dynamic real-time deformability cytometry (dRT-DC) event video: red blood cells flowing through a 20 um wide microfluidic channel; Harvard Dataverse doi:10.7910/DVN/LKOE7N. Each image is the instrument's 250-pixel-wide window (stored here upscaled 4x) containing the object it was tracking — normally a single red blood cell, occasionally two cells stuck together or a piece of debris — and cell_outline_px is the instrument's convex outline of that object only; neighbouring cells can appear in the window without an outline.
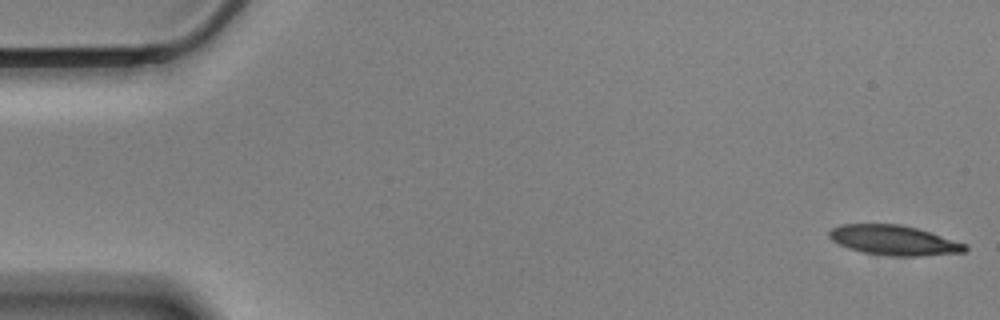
{"species": "Egyptian fruit bat (a non-hibernating species)", "species_latin": "Rousettus aegyptiacus", "temperature_condition": "cold", "stored_images_in_passage": 57, "camera_frame_rate_fps": 3000, "um_per_image_px": 0.085, "animal": {"sex": "male"}, "frame": {"image": 1, "passage_image": 1, "time_ms": 0.0, "image_size_px": [1000, 320], "cell_outline_px": [[968, 248], [964, 252], [920, 256], [888, 256], [864, 252], [848, 248], [832, 240], [828, 236], [828, 232], [832, 228], [840, 224], [900, 224], [932, 232], [968, 244]], "centroid_in_image_um": [76.01, 20.42], "position_along_channel_um": 9.0, "area_um2": 23.76}}
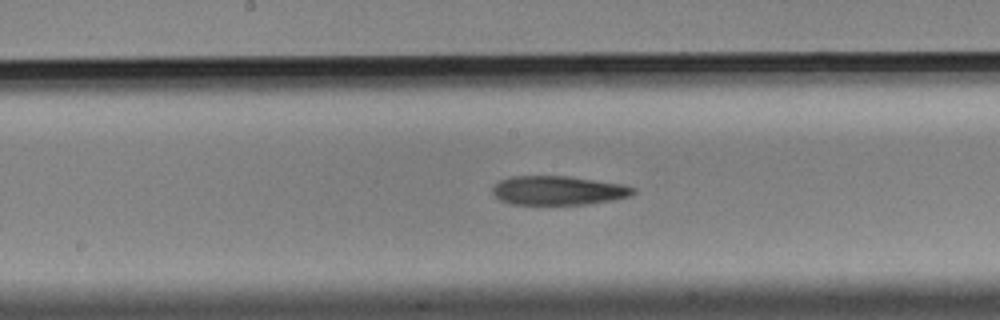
{"frame": {"image": 2, "passage_image": 29, "time_ms": 9.333, "image_size_px": [1000, 320], "cell_outline_px": [[636, 192], [632, 196], [612, 200], [588, 204], [512, 204], [500, 200], [492, 192], [492, 188], [500, 180], [512, 176], [568, 176], [620, 184], [636, 188]], "centroid_in_image_um": [47.46, 16.19], "position_along_channel_um": 200.7, "area_um2": 23.7}}
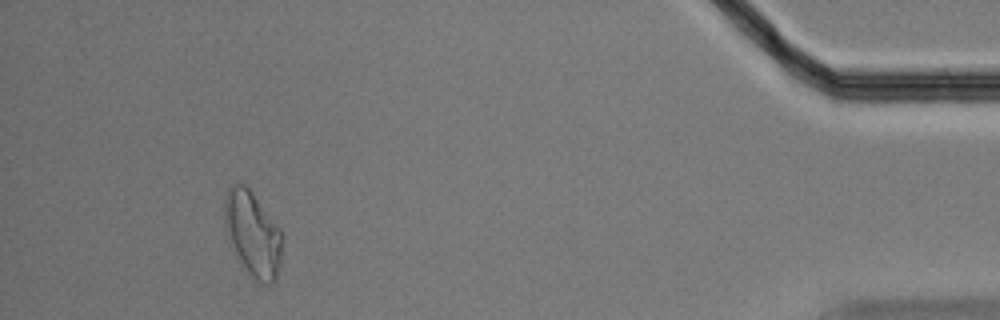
{"frame": {"image": 3, "passage_image": 53, "time_ms": 17.333, "image_size_px": [1000, 320], "cell_outline_px": [[280, 260], [276, 280], [272, 284], [260, 284], [252, 280], [240, 268], [228, 244], [224, 228], [224, 196], [228, 188], [232, 184], [244, 184], [252, 192], [280, 228]], "centroid_in_image_um": [21.4, 19.96], "position_along_channel_um": 413.8, "area_um2": 29.42}}